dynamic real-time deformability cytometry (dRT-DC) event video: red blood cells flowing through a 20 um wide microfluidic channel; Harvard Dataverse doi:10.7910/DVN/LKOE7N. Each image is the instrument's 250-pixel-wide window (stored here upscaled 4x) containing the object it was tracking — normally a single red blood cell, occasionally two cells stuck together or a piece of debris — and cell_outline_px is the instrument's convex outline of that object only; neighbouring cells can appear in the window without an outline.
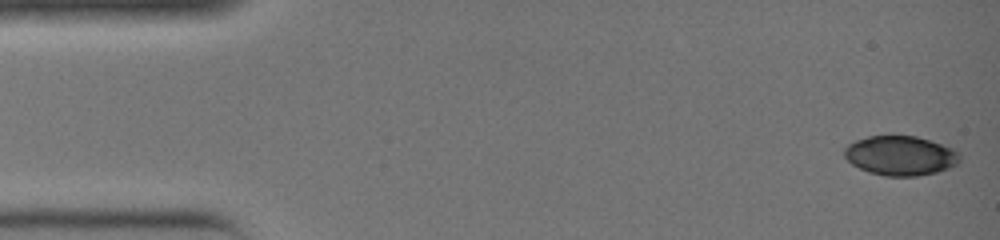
{"species": "common noctule bat (a hibernating species)", "species_latin": "Nyctalus noctula", "temperature_condition": "warm", "stored_images_in_passage": 36, "camera_frame_rate_fps": 3000, "um_per_image_px": 0.085, "animal": {"sex": "female", "body_mass_g": 19.0, "forearm_length_mm": 51.5}, "frame": {"image": 1, "passage_image": 1, "time_ms": 0.0, "image_size_px": [1000, 240], "cell_outline_px": [[960, 160], [956, 164], [948, 168], [936, 172], [916, 176], [884, 176], [868, 172], [852, 164], [844, 156], [844, 148], [848, 144], [856, 140], [868, 136], [916, 136], [952, 148], [960, 152]], "centroid_in_image_um": [76.52, 13.23], "position_along_channel_um": 8.5, "area_um2": 26.47}}
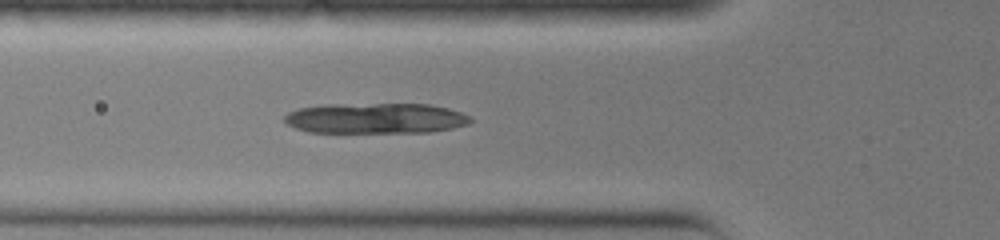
{"frame": {"image": 2, "passage_image": 13, "time_ms": 4.0, "image_size_px": [1000, 240], "cell_outline_px": [[472, 120], [468, 124], [452, 128], [428, 132], [308, 132], [296, 128], [288, 124], [284, 120], [284, 116], [288, 112], [296, 108], [324, 104], [432, 104], [448, 108], [460, 112], [468, 116]], "centroid_in_image_um": [31.89, 10.04], "position_along_channel_um": 93.9, "area_um2": 33.12}}
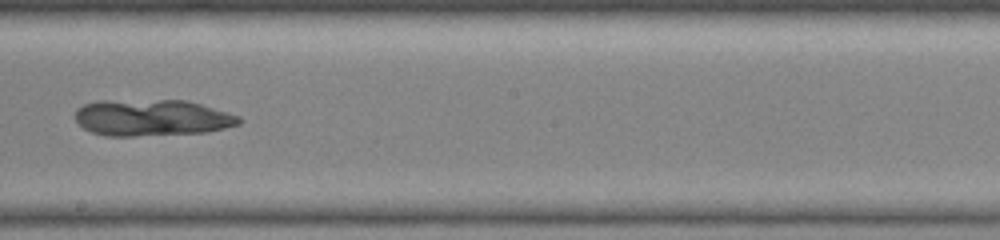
{"frame": {"image": 3, "passage_image": 21, "time_ms": 6.667, "image_size_px": [1000, 240], "cell_outline_px": [[244, 120], [240, 124], [208, 132], [136, 136], [104, 136], [92, 132], [84, 128], [72, 116], [76, 108], [84, 104], [96, 100], [188, 100], [228, 112], [240, 116]], "centroid_in_image_um": [12.9, 10.0], "position_along_channel_um": 235.3, "area_um2": 35.37}}